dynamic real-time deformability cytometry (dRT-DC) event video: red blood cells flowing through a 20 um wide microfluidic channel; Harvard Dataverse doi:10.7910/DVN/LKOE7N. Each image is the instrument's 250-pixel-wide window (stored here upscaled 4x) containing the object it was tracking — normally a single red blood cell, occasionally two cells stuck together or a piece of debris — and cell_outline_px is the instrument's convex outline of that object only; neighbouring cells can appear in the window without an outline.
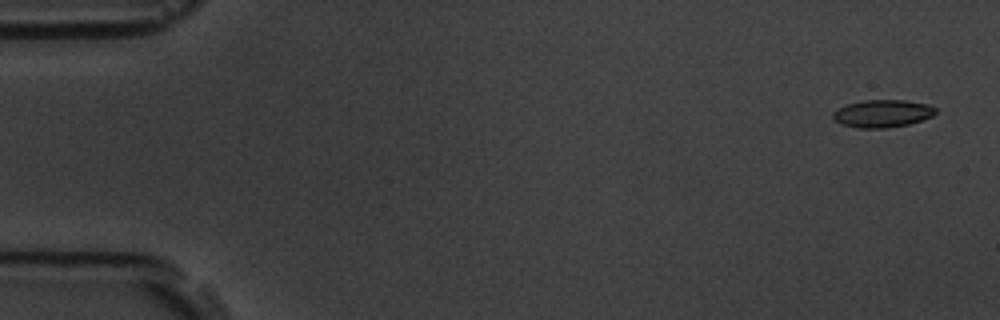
{"species": "common noctule bat (a hibernating species)", "species_latin": "Nyctalus noctula", "temperature_condition": "room temperature", "stored_images_in_passage": 15, "camera_frame_rate_fps": 3000, "um_per_image_px": 0.085, "animal": {"sex": "male", "body_mass_g": 19.5, "forearm_length_mm": 54.6}, "frame": {"image": 1, "passage_image": 1, "time_ms": 0.0, "image_size_px": [1000, 320], "cell_outline_px": [[936, 112], [932, 116], [908, 124], [888, 128], [860, 128], [840, 124], [832, 116], [832, 112], [848, 104], [864, 100], [904, 100], [928, 104], [936, 108]], "centroid_in_image_um": [75.01, 9.65], "position_along_channel_um": 10.0, "area_um2": 16.36}}
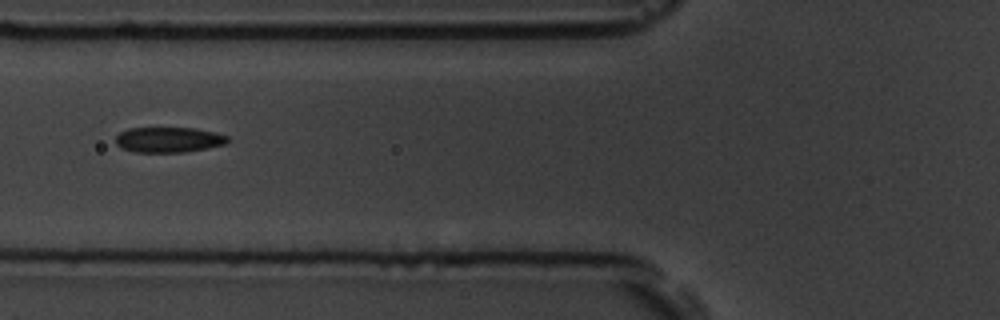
{"frame": {"image": 2, "passage_image": 6, "time_ms": 6.667, "image_size_px": [1000, 320], "cell_outline_px": [[228, 140], [224, 144], [208, 148], [184, 152], [136, 152], [120, 148], [116, 144], [116, 136], [120, 132], [128, 128], [196, 128], [228, 136]], "centroid_in_image_um": [14.29, 11.88], "position_along_channel_um": 111.5, "area_um2": 16.47}}
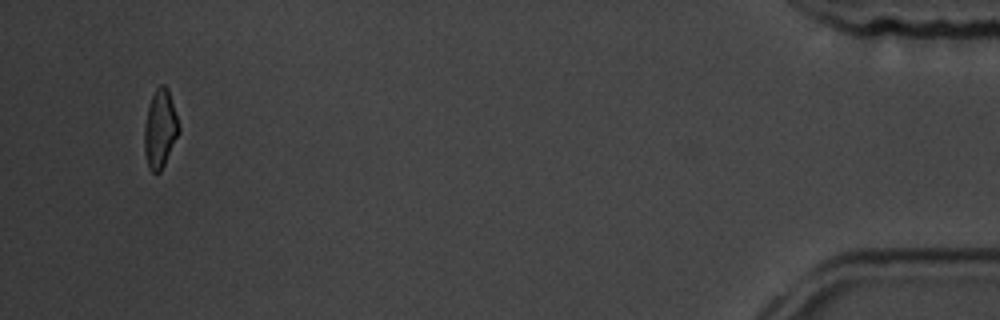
{"frame": {"image": 3, "passage_image": 15, "time_ms": 17.667, "image_size_px": [1000, 320], "cell_outline_px": [[180, 132], [160, 172], [152, 172], [148, 168], [144, 152], [144, 128], [148, 108], [152, 96], [156, 88], [160, 84], [164, 84], [168, 88], [180, 128]], "centroid_in_image_um": [13.6, 10.96], "position_along_channel_um": 421.6, "area_um2": 15.66}, "authors_computed_cell_mechanics": {"area_um2": 16.6464, "velocity_mm_per_s": 3.5532, "shape_relaxation_time_tau1_ms": 2.8267, "shape_relaxation_time_tau2_ms": 2.9558, "deformation_change_tau1": 0.0942, "deformation_change_tau2": 0.0798}}